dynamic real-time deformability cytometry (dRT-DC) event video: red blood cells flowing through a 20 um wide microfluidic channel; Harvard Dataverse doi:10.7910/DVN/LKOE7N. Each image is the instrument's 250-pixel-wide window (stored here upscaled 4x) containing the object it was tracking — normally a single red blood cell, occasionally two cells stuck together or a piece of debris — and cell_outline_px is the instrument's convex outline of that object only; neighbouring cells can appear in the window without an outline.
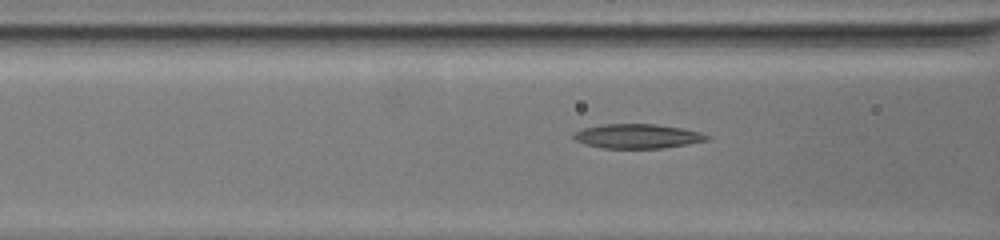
{"species": "common noctule bat (a hibernating species)", "species_latin": "Nyctalus noctula", "temperature_condition": "warm", "stored_images_in_passage": 22, "camera_frame_rate_fps": 3000, "um_per_image_px": 0.085, "animal": {"sex": "female", "body_mass_g": 19.5, "forearm_length_mm": 54.1}, "frame": {"image": 1, "passage_image": 19, "time_ms": 6.0, "image_size_px": [1000, 240], "cell_outline_px": [[712, 136], [708, 140], [688, 144], [664, 148], [604, 148], [584, 144], [576, 140], [572, 136], [576, 132], [584, 128], [600, 124], [656, 124], [680, 128], [700, 132]], "centroid_in_image_um": [54.2, 11.58], "position_along_channel_um": 112.4, "area_um2": 18.9}}